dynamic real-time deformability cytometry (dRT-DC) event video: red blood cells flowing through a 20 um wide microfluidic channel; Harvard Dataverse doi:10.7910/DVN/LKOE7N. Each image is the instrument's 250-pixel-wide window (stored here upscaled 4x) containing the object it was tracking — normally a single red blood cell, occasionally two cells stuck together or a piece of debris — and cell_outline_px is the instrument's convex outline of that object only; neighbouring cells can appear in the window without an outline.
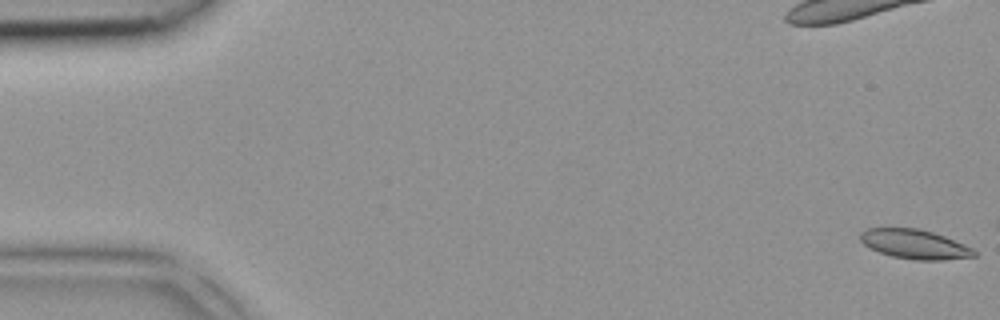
{"species": "common noctule bat (a hibernating species)", "species_latin": "Nyctalus noctula", "temperature_condition": "room temperature", "stored_images_in_passage": 3, "camera_frame_rate_fps": 3000, "um_per_image_px": 0.085, "animal": {"sex": "female", "body_mass_g": 18.4}, "frame": {"image": 1, "passage_image": 1, "time_ms": 0.0, "image_size_px": [1000, 320], "cell_outline_px": [[976, 256], [944, 260], [916, 260], [892, 256], [880, 252], [864, 244], [860, 240], [860, 232], [868, 228], [920, 228], [944, 236], [964, 244], [972, 248], [976, 252]], "centroid_in_image_um": [77.75, 20.75], "position_along_channel_um": 7.2, "area_um2": 19.36}}